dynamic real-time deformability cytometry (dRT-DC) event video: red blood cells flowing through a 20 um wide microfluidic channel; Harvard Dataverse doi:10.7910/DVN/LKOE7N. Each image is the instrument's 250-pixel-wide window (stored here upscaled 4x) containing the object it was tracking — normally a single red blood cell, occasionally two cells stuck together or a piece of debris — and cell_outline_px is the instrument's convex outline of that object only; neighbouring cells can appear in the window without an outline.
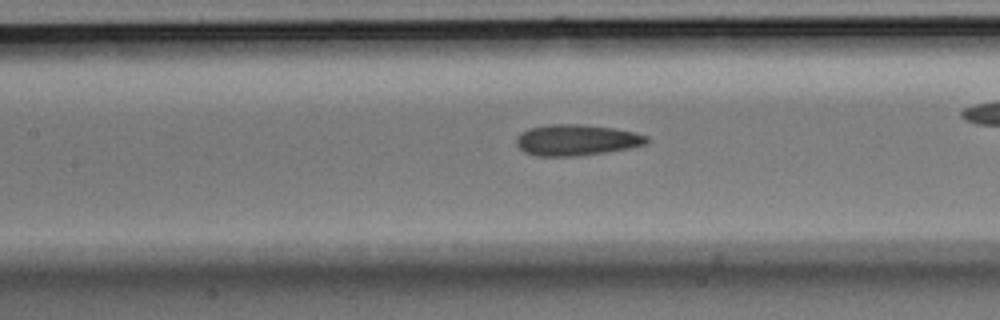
{"species": "Egyptian fruit bat (a non-hibernating species)", "species_latin": "Rousettus aegyptiacus", "temperature_condition": "room temperature", "stored_images_in_passage": 24, "camera_frame_rate_fps": 3000, "um_per_image_px": 0.085, "animal": {"sex": "male"}, "frame": {"image": 1, "passage_image": 8, "time_ms": 2.333, "image_size_px": [1000, 320], "cell_outline_px": [[652, 140], [648, 144], [628, 148], [580, 156], [536, 156], [524, 152], [516, 144], [516, 136], [520, 132], [528, 128], [548, 124], [580, 124], [616, 128], [648, 136]], "centroid_in_image_um": [48.99, 11.9], "position_along_channel_um": 158.4, "area_um2": 23.87}}
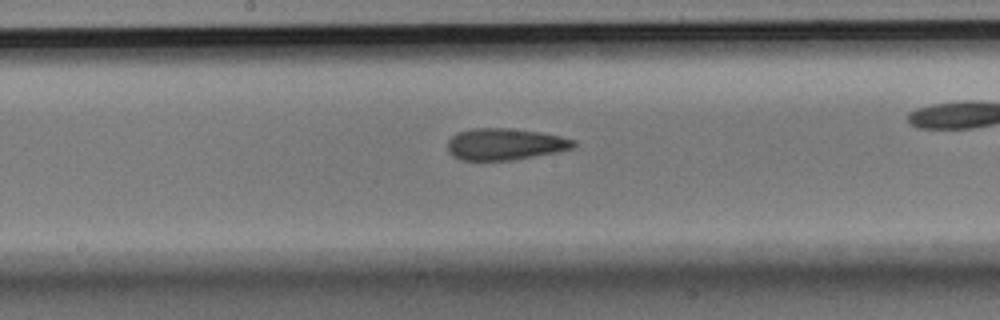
{"frame": {"image": 2, "passage_image": 11, "time_ms": 3.333, "image_size_px": [1000, 320], "cell_outline_px": [[576, 148], [556, 152], [512, 160], [460, 160], [452, 156], [448, 152], [448, 140], [452, 136], [460, 132], [472, 128], [508, 128], [540, 132], [560, 136], [576, 140]], "centroid_in_image_um": [42.94, 12.25], "position_along_channel_um": 205.3, "area_um2": 23.29}}
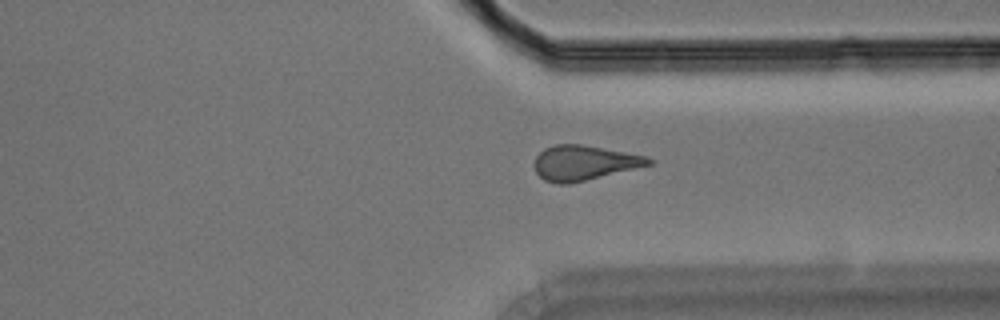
{"frame": {"image": 3, "passage_image": 21, "time_ms": 6.667, "image_size_px": [1000, 320], "cell_outline_px": [[652, 164], [568, 184], [556, 184], [544, 180], [536, 172], [532, 164], [536, 156], [544, 148], [556, 144], [580, 144], [648, 156], [652, 160]], "centroid_in_image_um": [49.59, 13.83], "position_along_channel_um": 361.8, "area_um2": 23.06}}